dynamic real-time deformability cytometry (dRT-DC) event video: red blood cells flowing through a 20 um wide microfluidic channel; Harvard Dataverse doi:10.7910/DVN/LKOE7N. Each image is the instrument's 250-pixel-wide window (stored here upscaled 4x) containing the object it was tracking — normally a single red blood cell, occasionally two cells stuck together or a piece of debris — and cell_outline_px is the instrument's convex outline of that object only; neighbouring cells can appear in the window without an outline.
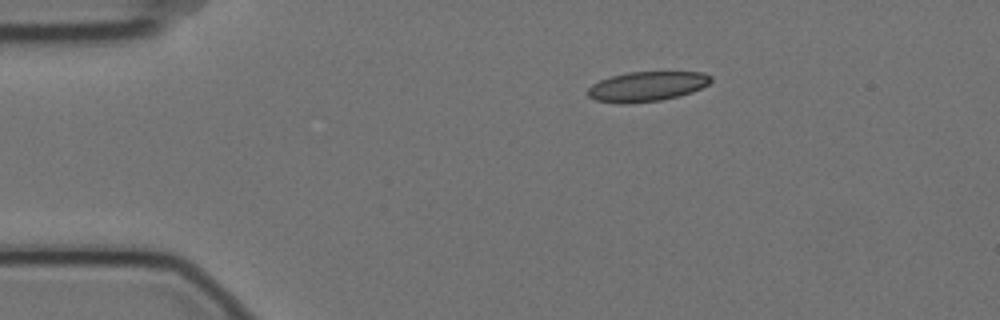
{"species": "Egyptian fruit bat (a non-hibernating species)", "species_latin": "Rousettus aegyptiacus", "temperature_condition": "cold", "stored_images_in_passage": 4, "camera_frame_rate_fps": 3000, "um_per_image_px": 0.085, "animal": {"sex": "female"}, "frame": {"image": 1, "passage_image": 1, "time_ms": 0.0, "image_size_px": [1000, 320], "cell_outline_px": [[712, 80], [708, 84], [692, 92], [680, 96], [660, 100], [624, 104], [620, 104], [596, 100], [588, 96], [588, 88], [592, 84], [600, 80], [612, 76], [628, 72], [704, 72], [712, 76]], "centroid_in_image_um": [54.99, 7.35], "position_along_channel_um": 30.0, "area_um2": 21.39}}
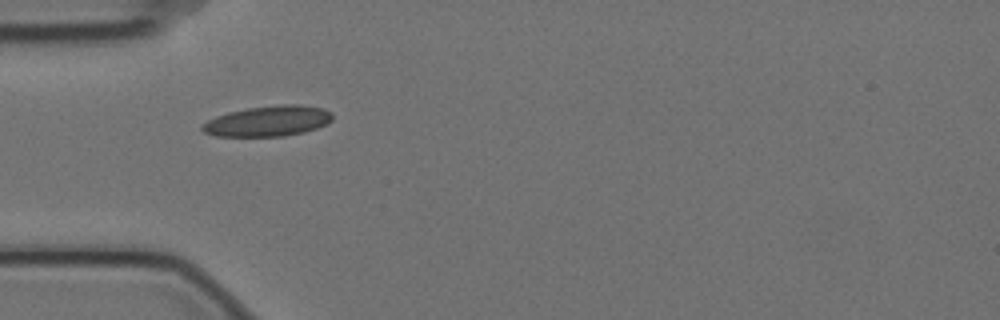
{"frame": {"image": 2, "passage_image": 3, "time_ms": 0.667, "image_size_px": [1000, 320], "cell_outline_px": [[332, 120], [328, 124], [304, 132], [284, 136], [216, 136], [204, 132], [200, 128], [200, 124], [216, 116], [228, 112], [248, 108], [280, 104], [300, 104], [324, 108], [332, 112]], "centroid_in_image_um": [22.79, 10.28], "position_along_channel_um": 62.2, "area_um2": 23.35}}
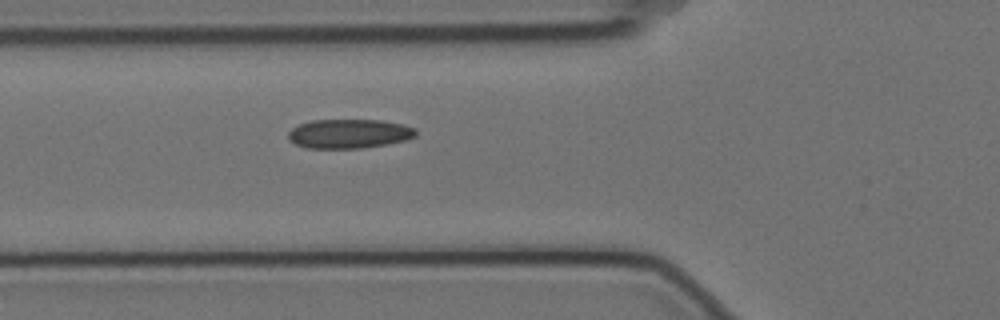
{"frame": {"image": 3, "passage_image": 4, "time_ms": 1.0, "image_size_px": [1000, 320], "cell_outline_px": [[416, 136], [404, 140], [364, 148], [304, 148], [288, 140], [288, 132], [292, 128], [300, 124], [312, 120], [380, 120], [404, 124], [416, 128]], "centroid_in_image_um": [29.65, 11.36], "position_along_channel_um": 96.1, "area_um2": 21.73}}